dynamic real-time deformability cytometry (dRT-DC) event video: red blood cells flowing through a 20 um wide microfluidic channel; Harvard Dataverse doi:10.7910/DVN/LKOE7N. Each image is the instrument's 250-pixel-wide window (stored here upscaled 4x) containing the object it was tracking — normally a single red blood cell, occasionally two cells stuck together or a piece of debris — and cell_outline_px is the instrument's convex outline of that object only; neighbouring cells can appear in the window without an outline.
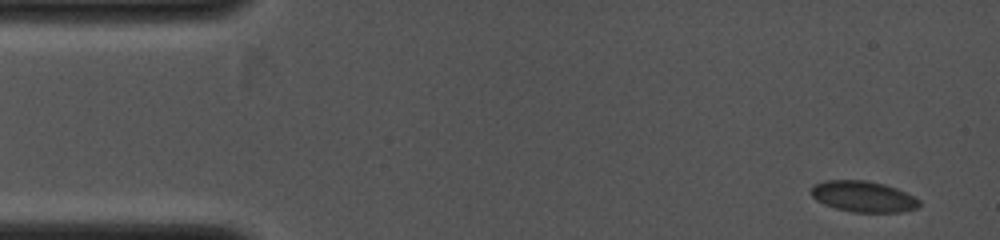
{"species": "common noctule bat (a hibernating species)", "species_latin": "Nyctalus noctula", "temperature_condition": "cold", "stored_images_in_passage": 3, "camera_frame_rate_fps": 4000, "um_per_image_px": 0.085, "animal": {"sex": "female", "body_mass_g": 19.0, "forearm_length_mm": 53.3}, "frame": {"image": 1, "passage_image": 1, "time_ms": 0.0, "image_size_px": [1000, 240], "cell_outline_px": [[920, 204], [916, 208], [900, 212], [852, 212], [836, 208], [824, 204], [816, 200], [812, 196], [812, 184], [824, 180], [864, 180], [884, 184], [896, 188], [920, 200]], "centroid_in_image_um": [73.35, 16.7], "position_along_channel_um": 11.7, "area_um2": 19.42}}
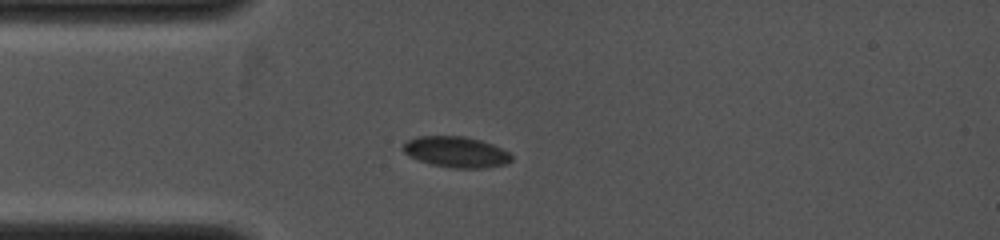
{"frame": {"image": 2, "passage_image": 3, "time_ms": 2.5, "image_size_px": [1000, 240], "cell_outline_px": [[512, 160], [508, 164], [484, 168], [452, 168], [432, 164], [408, 156], [400, 148], [408, 140], [420, 136], [464, 136], [480, 140], [492, 144], [508, 152], [512, 156]], "centroid_in_image_um": [38.77, 12.92], "position_along_channel_um": 46.2, "area_um2": 19.48}}